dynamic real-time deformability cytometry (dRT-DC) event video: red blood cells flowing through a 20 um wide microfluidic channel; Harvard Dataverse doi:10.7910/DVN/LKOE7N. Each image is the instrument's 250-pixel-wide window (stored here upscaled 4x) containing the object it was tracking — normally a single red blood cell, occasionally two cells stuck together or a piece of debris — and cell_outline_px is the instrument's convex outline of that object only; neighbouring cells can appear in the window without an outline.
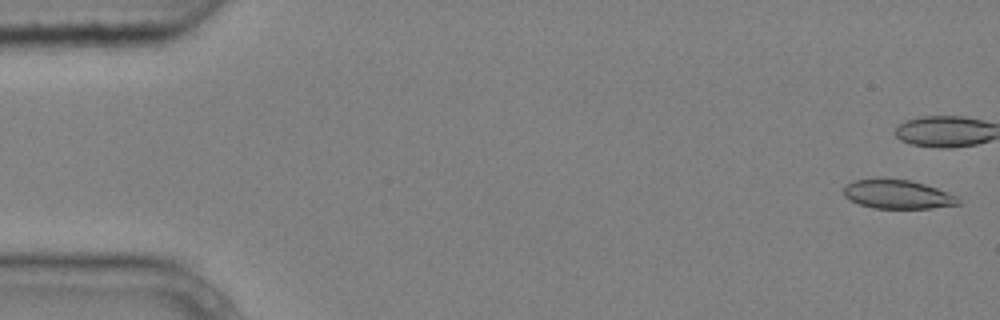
{"species": "common noctule bat (a hibernating species)", "species_latin": "Nyctalus noctula", "temperature_condition": "cold", "stored_images_in_passage": 7, "camera_frame_rate_fps": 3000, "um_per_image_px": 0.085, "animal": {"sex": "male", "body_mass_g": 20.4}, "frame": {"image": 1, "passage_image": 1, "time_ms": 0.0, "image_size_px": [1000, 320], "cell_outline_px": [[960, 204], [932, 208], [872, 208], [860, 204], [844, 196], [844, 188], [852, 180], [908, 180], [924, 184], [936, 188], [956, 196], [960, 200]], "centroid_in_image_um": [76.31, 16.54], "position_along_channel_um": 8.7, "area_um2": 18.73}}
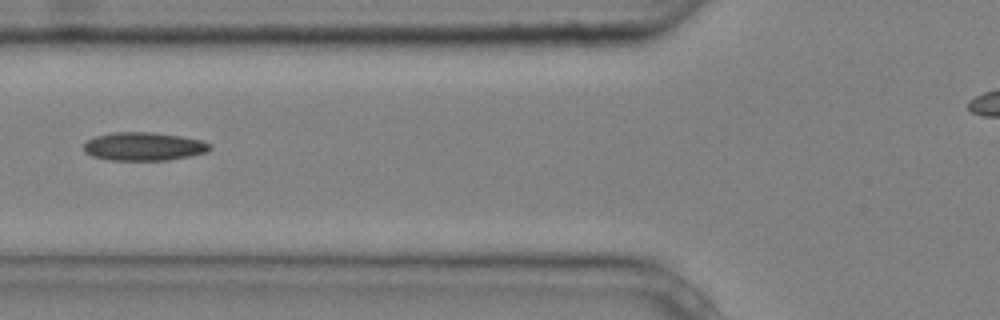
{"frame": {"image": 2, "passage_image": 7, "time_ms": 2.0, "image_size_px": [1000, 320], "cell_outline_px": [[212, 148], [208, 152], [168, 160], [108, 160], [92, 156], [84, 152], [84, 144], [88, 140], [96, 136], [112, 132], [152, 132], [180, 136], [200, 140], [208, 144]], "centroid_in_image_um": [12.19, 12.45], "position_along_channel_um": 113.6, "area_um2": 20.75}}